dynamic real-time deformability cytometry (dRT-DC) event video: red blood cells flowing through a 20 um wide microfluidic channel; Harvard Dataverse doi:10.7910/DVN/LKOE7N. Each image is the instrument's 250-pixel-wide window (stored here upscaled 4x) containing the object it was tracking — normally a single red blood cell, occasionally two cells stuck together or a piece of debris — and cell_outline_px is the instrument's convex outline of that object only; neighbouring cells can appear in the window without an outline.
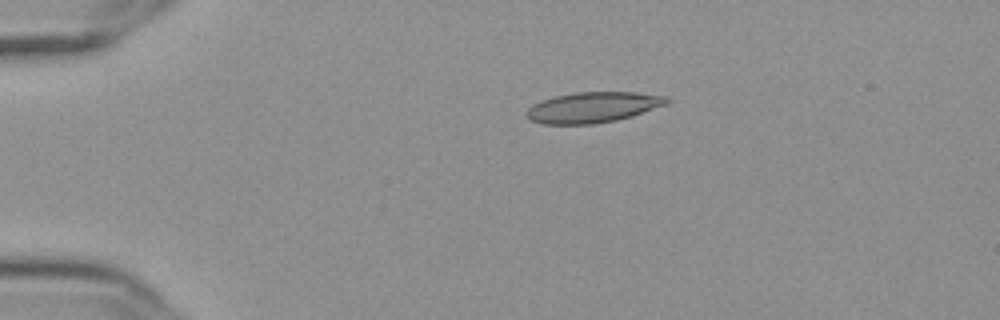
{"species": "Egyptian fruit bat (a non-hibernating species)", "species_latin": "Rousettus aegyptiacus", "temperature_condition": "cold", "stored_images_in_passage": 45, "camera_frame_rate_fps": 3000, "um_per_image_px": 0.085, "frame": {"image": 1, "passage_image": 1, "time_ms": 0.0, "image_size_px": [1000, 320], "cell_outline_px": [[672, 100], [668, 104], [632, 116], [616, 120], [592, 124], [544, 124], [532, 120], [524, 112], [532, 104], [556, 96], [576, 92], [636, 92], [668, 96]], "centroid_in_image_um": [50.46, 9.11], "position_along_channel_um": 34.5, "area_um2": 25.03}}
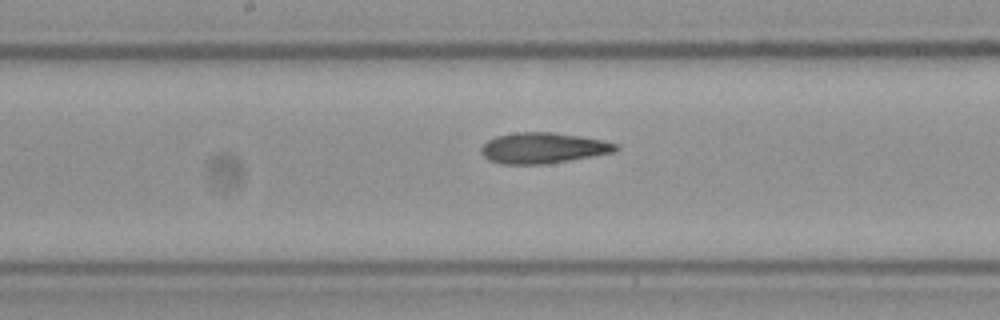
{"frame": {"image": 2, "passage_image": 19, "time_ms": 6.0, "image_size_px": [1000, 320], "cell_outline_px": [[620, 148], [616, 152], [544, 164], [500, 164], [488, 160], [480, 152], [480, 148], [488, 140], [496, 136], [516, 132], [552, 132], [580, 136], [604, 140], [620, 144]], "centroid_in_image_um": [46.18, 12.57], "position_along_channel_um": 202.0, "area_um2": 24.28}}
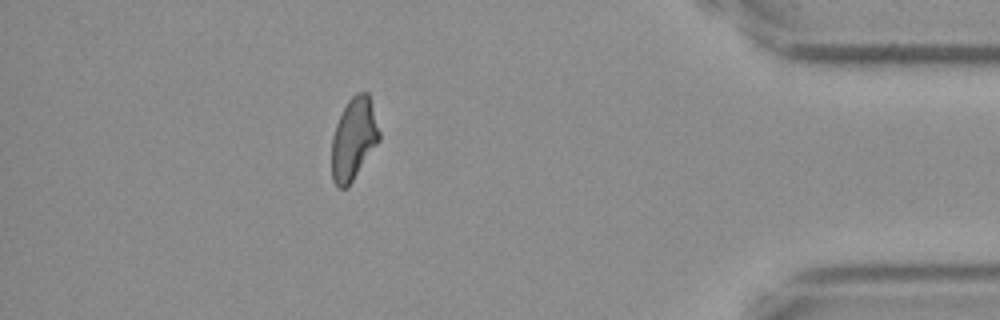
{"frame": {"image": 3, "passage_image": 39, "time_ms": 12.667, "image_size_px": [1000, 320], "cell_outline_px": [[380, 140], [348, 188], [340, 188], [332, 180], [332, 136], [336, 124], [348, 100], [356, 92], [368, 92], [380, 132]], "centroid_in_image_um": [30.07, 11.82], "position_along_channel_um": 405.1, "area_um2": 22.72}, "authors_computed_cell_mechanics": {"area_um2": 23.8714, "velocity_mm_per_s": 3.6445, "shape_relaxation_time_tau1_ms": null, "shape_relaxation_time_tau2_ms": 5.6391, "deformation_change_tau1": null, "deformation_change_tau2": 0.1286}}